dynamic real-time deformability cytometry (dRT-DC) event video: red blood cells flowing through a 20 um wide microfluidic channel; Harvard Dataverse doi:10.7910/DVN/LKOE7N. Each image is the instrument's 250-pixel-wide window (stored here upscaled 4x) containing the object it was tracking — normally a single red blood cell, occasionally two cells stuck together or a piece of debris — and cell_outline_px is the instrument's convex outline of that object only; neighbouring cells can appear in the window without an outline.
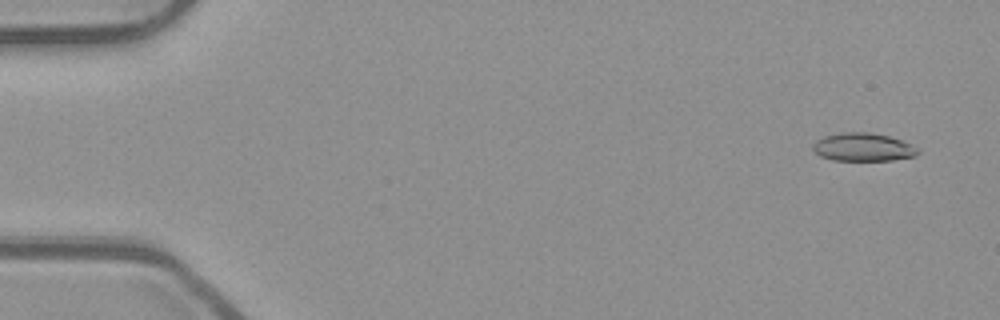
{"species": "common noctule bat (a hibernating species)", "species_latin": "Nyctalus noctula", "temperature_condition": "room temperature", "stored_images_in_passage": 53, "camera_frame_rate_fps": 3000, "um_per_image_px": 0.085, "animal": {"sex": "male", "body_mass_g": 23.1, "forearm_length_mm": 52.7}, "frame": {"image": 1, "passage_image": 3, "time_ms": 0.667, "image_size_px": [1000, 320], "cell_outline_px": [[920, 152], [916, 156], [892, 160], [832, 160], [820, 156], [812, 148], [812, 144], [816, 140], [824, 136], [840, 132], [868, 132], [888, 136], [900, 140], [920, 148]], "centroid_in_image_um": [73.36, 12.5], "position_along_channel_um": 11.6, "area_um2": 17.28}}
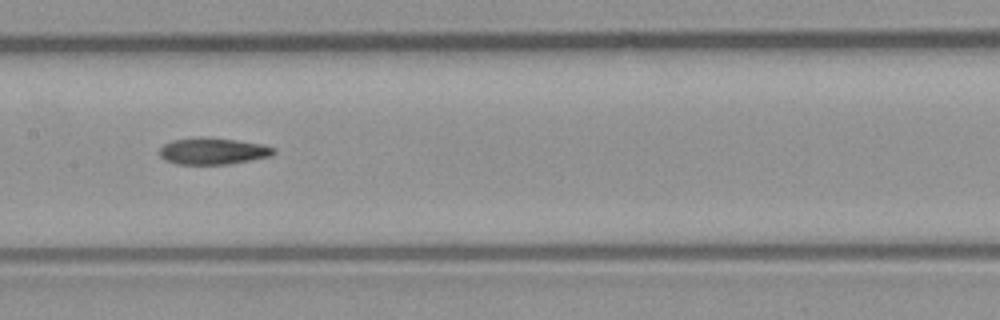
{"frame": {"image": 2, "passage_image": 27, "time_ms": 8.667, "image_size_px": [1000, 320], "cell_outline_px": [[276, 152], [272, 156], [228, 164], [176, 164], [160, 156], [160, 148], [164, 144], [172, 140], [192, 136], [208, 136], [264, 144], [276, 148]], "centroid_in_image_um": [18.12, 12.82], "position_along_channel_um": 189.3, "area_um2": 18.03}}
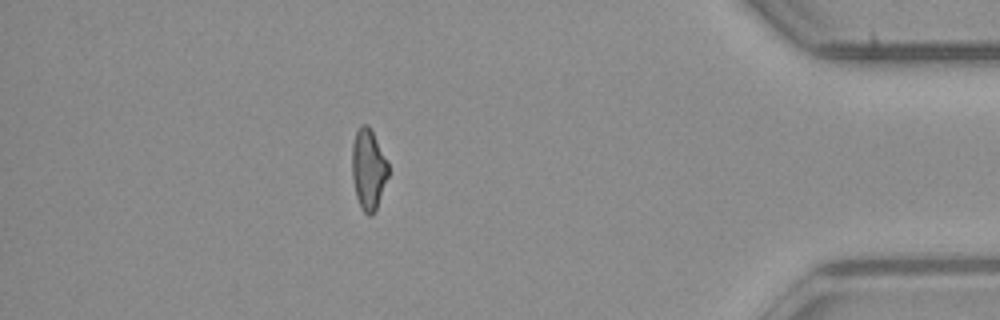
{"frame": {"image": 3, "passage_image": 47, "time_ms": 15.333, "image_size_px": [1000, 320], "cell_outline_px": [[388, 176], [376, 208], [372, 216], [368, 216], [360, 208], [356, 196], [352, 176], [352, 144], [356, 132], [360, 124], [368, 124], [388, 164]], "centroid_in_image_um": [31.29, 14.4], "position_along_channel_um": 403.9, "area_um2": 16.82}, "authors_computed_cell_mechanics": {"area_um2": 17.629, "velocity_mm_per_s": 3.9048, "shape_relaxation_time_tau1_ms": null, "shape_relaxation_time_tau2_ms": 6.8002, "deformation_change_tau1": null, "deformation_change_tau2": 0.1732}}